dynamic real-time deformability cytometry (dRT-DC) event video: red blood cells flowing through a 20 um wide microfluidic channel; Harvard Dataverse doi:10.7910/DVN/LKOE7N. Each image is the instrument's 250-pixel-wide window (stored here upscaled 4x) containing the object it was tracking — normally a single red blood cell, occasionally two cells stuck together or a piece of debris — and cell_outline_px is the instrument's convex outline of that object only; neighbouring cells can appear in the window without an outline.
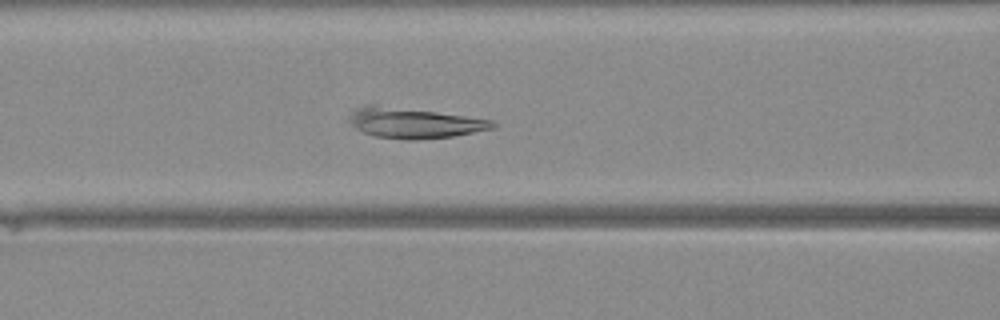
{"species": "Egyptian fruit bat (a non-hibernating species)", "species_latin": "Rousettus aegyptiacus", "temperature_condition": "warm", "stored_images_in_passage": 27, "camera_frame_rate_fps": 3000, "um_per_image_px": 0.085, "animal": {"sex": "female"}, "frame": {"image": 1, "passage_image": 19, "time_ms": 6.0, "image_size_px": [1000, 320], "cell_outline_px": [[496, 128], [452, 136], [416, 140], [404, 140], [376, 136], [364, 132], [356, 128], [348, 120], [356, 108], [364, 104], [368, 104], [436, 112], [492, 120], [496, 124]], "centroid_in_image_um": [35.19, 10.46], "position_along_channel_um": 131.4, "area_um2": 24.97}}
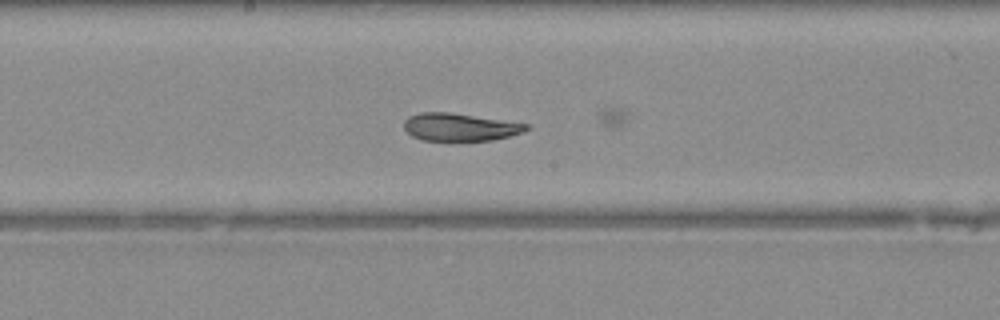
{"frame": {"image": 2, "passage_image": 24, "time_ms": 7.667, "image_size_px": [1000, 320], "cell_outline_px": [[532, 128], [524, 132], [492, 140], [424, 140], [412, 136], [404, 128], [404, 120], [408, 116], [420, 112], [448, 112], [528, 124]], "centroid_in_image_um": [39.08, 10.79], "position_along_channel_um": 209.1, "area_um2": 19.54}}
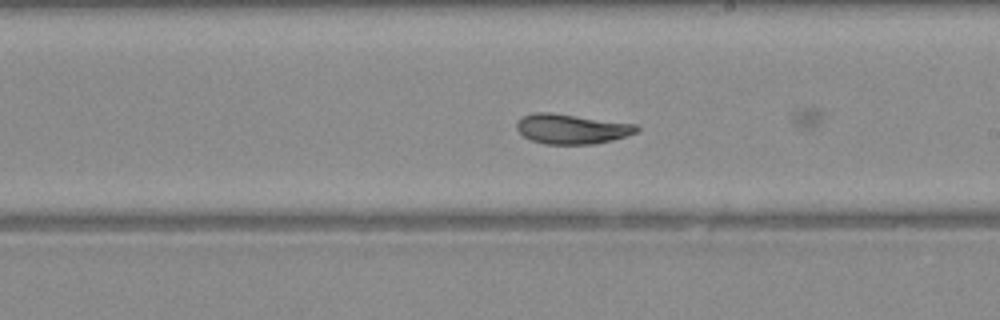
{"frame": {"image": 3, "passage_image": 26, "time_ms": 8.333, "image_size_px": [1000, 320], "cell_outline_px": [[640, 128], [636, 132], [612, 140], [592, 144], [544, 144], [532, 140], [524, 136], [516, 128], [516, 120], [520, 116], [536, 112], [552, 112], [636, 124]], "centroid_in_image_um": [48.54, 10.94], "position_along_channel_um": 240.5, "area_um2": 20.92}}